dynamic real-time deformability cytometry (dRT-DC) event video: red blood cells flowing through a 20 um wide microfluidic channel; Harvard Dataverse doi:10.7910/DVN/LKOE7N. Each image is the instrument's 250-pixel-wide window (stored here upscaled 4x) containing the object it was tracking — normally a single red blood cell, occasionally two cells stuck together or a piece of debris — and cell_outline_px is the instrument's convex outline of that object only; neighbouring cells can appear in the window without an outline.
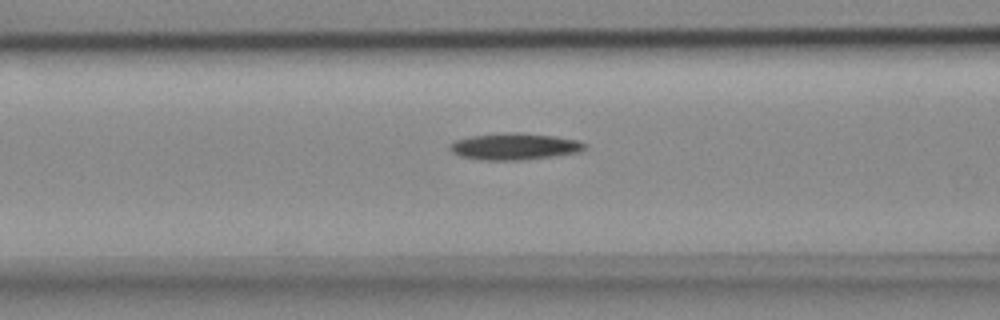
{"species": "common noctule bat (a hibernating species)", "species_latin": "Nyctalus noctula", "temperature_condition": "cold", "stored_images_in_passage": 33, "camera_frame_rate_fps": 3000, "um_per_image_px": 0.085, "animal": {"sex": "female", "body_mass_g": 18.4}, "frame": {"image": 1, "passage_image": 11, "time_ms": 3.333, "image_size_px": [1000, 320], "cell_outline_px": [[588, 148], [580, 152], [552, 156], [520, 160], [480, 160], [460, 156], [452, 152], [448, 148], [448, 144], [456, 140], [472, 136], [512, 132], [516, 132], [556, 136], [580, 140], [588, 144]], "centroid_in_image_um": [43.77, 12.45], "position_along_channel_um": 122.8, "area_um2": 21.1}}
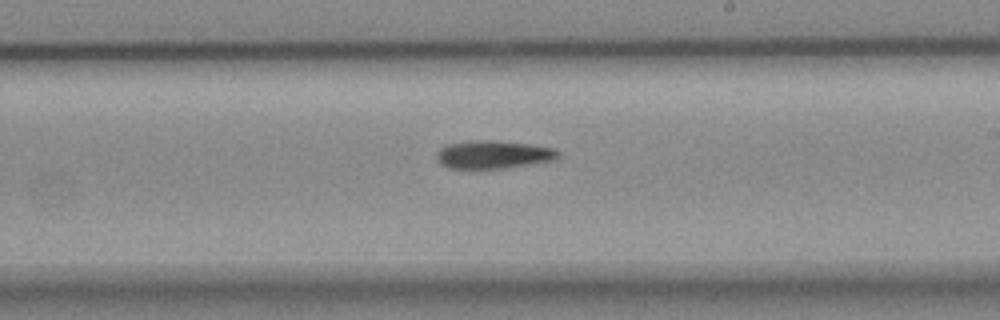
{"frame": {"image": 2, "passage_image": 21, "time_ms": 6.667, "image_size_px": [1000, 320], "cell_outline_px": [[560, 156], [556, 160], [508, 168], [472, 172], [448, 168], [440, 164], [436, 160], [436, 152], [440, 148], [448, 144], [468, 140], [492, 140], [528, 144], [556, 148], [560, 152]], "centroid_in_image_um": [41.88, 13.19], "position_along_channel_um": 247.1, "area_um2": 21.04}}
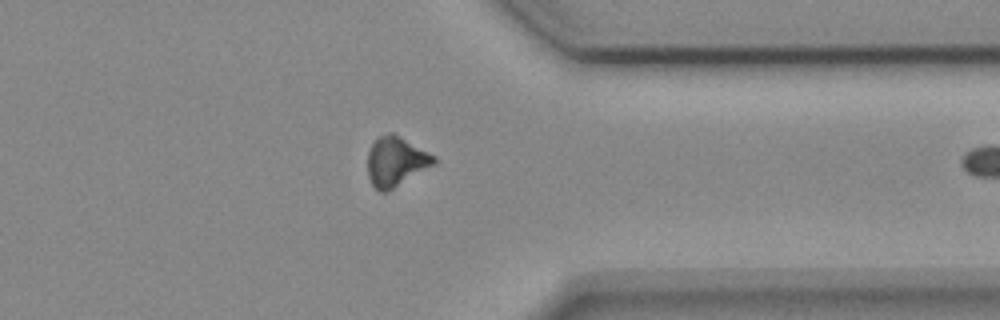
{"frame": {"image": 3, "passage_image": 32, "time_ms": 10.333, "image_size_px": [1000, 320], "cell_outline_px": [[436, 164], [388, 192], [380, 192], [372, 184], [368, 176], [368, 152], [372, 144], [380, 136], [388, 132], [392, 132], [400, 136], [436, 156]], "centroid_in_image_um": [33.67, 13.74], "position_along_channel_um": 377.7, "area_um2": 19.25}}